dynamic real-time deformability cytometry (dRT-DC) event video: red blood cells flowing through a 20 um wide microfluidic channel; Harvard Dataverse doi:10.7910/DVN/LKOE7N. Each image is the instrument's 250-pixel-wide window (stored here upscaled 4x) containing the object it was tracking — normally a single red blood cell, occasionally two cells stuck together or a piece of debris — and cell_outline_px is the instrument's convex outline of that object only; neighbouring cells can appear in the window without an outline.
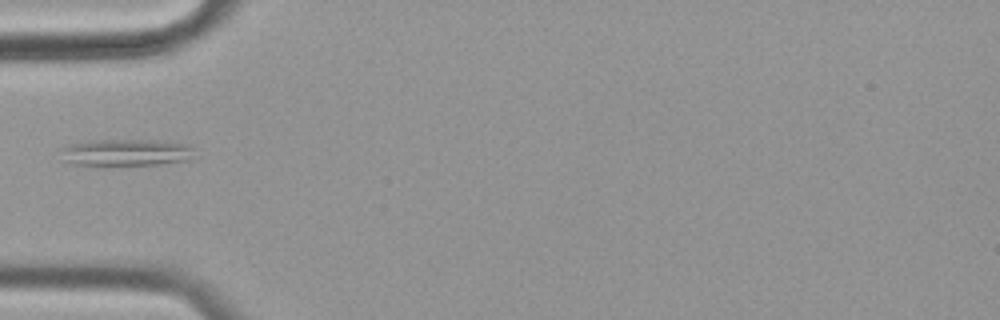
{"species": "common noctule bat (a hibernating species)", "species_latin": "Nyctalus noctula", "temperature_condition": "cold", "stored_images_in_passage": 40, "camera_frame_rate_fps": 3000, "um_per_image_px": 0.085, "animal": {"sex": "female", "body_mass_g": 19.9}, "frame": {"image": 1, "passage_image": 1, "time_ms": 0.0, "image_size_px": [1000, 320], "cell_outline_px": [[192, 148], [188, 160], [160, 164], [104, 168], [72, 164], [60, 160], [60, 148], [72, 144], [88, 140], [156, 140], [188, 144]], "centroid_in_image_um": [10.56, 13.01], "position_along_channel_um": 74.4, "area_um2": 21.91}}
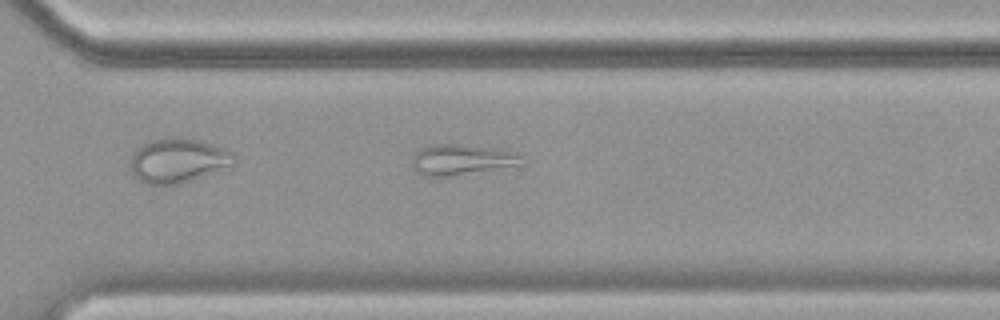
{"frame": {"image": 2, "passage_image": 23, "time_ms": 7.333, "image_size_px": [1000, 320], "cell_outline_px": [[524, 164], [448, 176], [424, 176], [416, 172], [412, 168], [412, 156], [420, 148], [432, 144], [460, 144], [508, 148], [520, 152]], "centroid_in_image_um": [39.28, 13.54], "position_along_channel_um": 331.3, "area_um2": 20.06}}
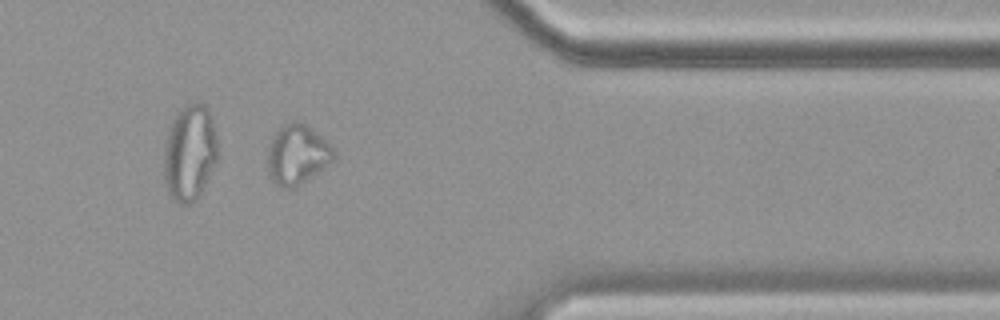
{"frame": {"image": 3, "passage_image": 29, "time_ms": 9.333, "image_size_px": [1000, 320], "cell_outline_px": [[336, 160], [296, 188], [284, 188], [276, 184], [268, 176], [268, 144], [276, 132], [284, 124], [292, 120], [296, 120], [304, 124], [324, 140], [332, 148], [336, 156]], "centroid_in_image_um": [25.25, 13.18], "position_along_channel_um": 386.1, "area_um2": 23.0}}